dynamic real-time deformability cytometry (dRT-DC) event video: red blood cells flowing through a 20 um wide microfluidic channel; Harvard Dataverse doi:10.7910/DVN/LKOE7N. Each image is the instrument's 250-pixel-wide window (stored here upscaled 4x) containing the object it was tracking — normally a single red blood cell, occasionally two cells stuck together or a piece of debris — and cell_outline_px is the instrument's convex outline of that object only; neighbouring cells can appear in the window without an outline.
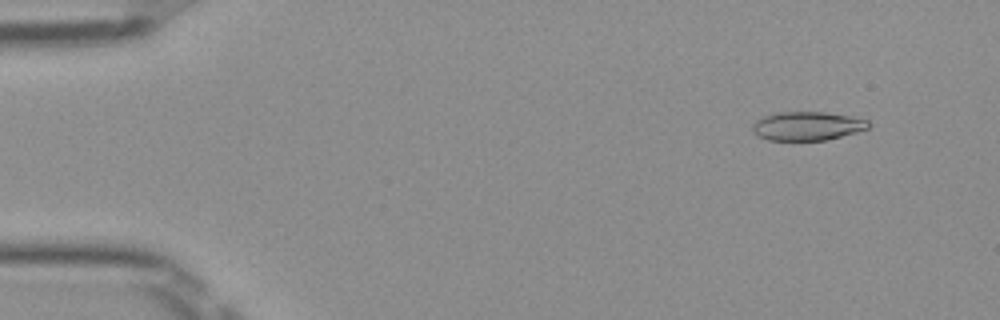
{"species": "Egyptian fruit bat (a non-hibernating species)", "species_latin": "Rousettus aegyptiacus", "temperature_condition": "room temperature", "stored_images_in_passage": 51, "camera_frame_rate_fps": 3000, "um_per_image_px": 0.085, "frame": {"image": 1, "passage_image": 5, "time_ms": 1.333, "image_size_px": [1000, 320], "cell_outline_px": [[872, 124], [868, 128], [856, 132], [828, 140], [768, 140], [756, 136], [752, 132], [752, 124], [756, 120], [764, 116], [780, 112], [824, 112], [852, 116], [868, 120]], "centroid_in_image_um": [68.61, 10.71], "position_along_channel_um": 16.4, "area_um2": 19.59}}
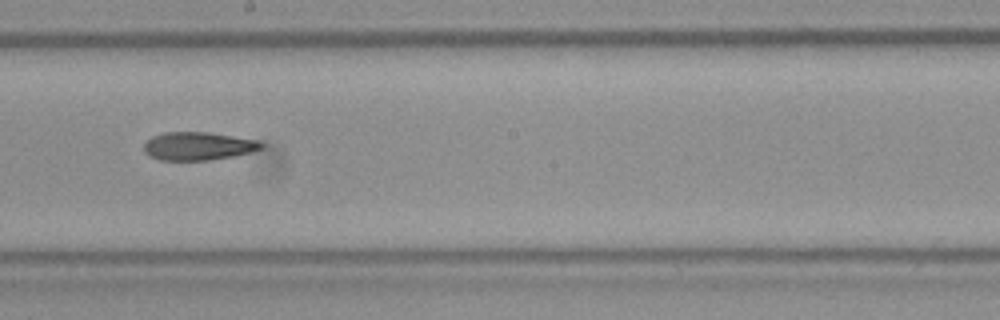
{"frame": {"image": 2, "passage_image": 29, "time_ms": 9.333, "image_size_px": [1000, 320], "cell_outline_px": [[264, 148], [232, 156], [208, 160], [160, 160], [148, 156], [144, 152], [144, 144], [152, 136], [164, 132], [208, 132], [260, 140], [264, 144]], "centroid_in_image_um": [16.84, 12.41], "position_along_channel_um": 231.4, "area_um2": 19.31}}
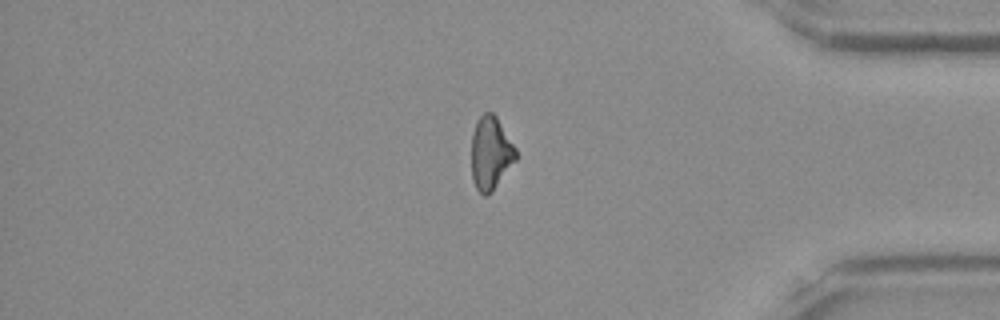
{"frame": {"image": 3, "passage_image": 43, "time_ms": 14.0, "image_size_px": [1000, 320], "cell_outline_px": [[516, 160], [492, 192], [488, 196], [484, 196], [476, 188], [472, 180], [472, 132], [476, 120], [484, 112], [492, 112], [496, 116], [516, 148]], "centroid_in_image_um": [41.7, 13.02], "position_along_channel_um": 393.5, "area_um2": 19.02}, "authors_computed_cell_mechanics": {"area_um2": 19.652, "velocity_mm_per_s": 4.0153, "shape_relaxation_time_tau1_ms": null, "shape_relaxation_time_tau2_ms": 10.3179, "deformation_change_tau1": null, "deformation_change_tau2": 0.2381}}